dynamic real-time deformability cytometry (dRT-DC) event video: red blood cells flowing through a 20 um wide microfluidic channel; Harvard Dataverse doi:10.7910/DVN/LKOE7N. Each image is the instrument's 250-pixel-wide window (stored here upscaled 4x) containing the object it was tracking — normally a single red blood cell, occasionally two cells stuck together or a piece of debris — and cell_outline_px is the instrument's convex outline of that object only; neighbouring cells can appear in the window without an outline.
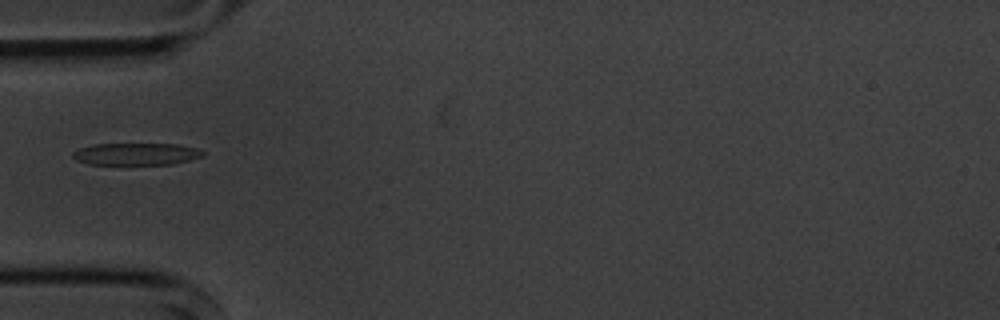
{"species": "common noctule bat (a hibernating species)", "species_latin": "Nyctalus noctula", "temperature_condition": "cold", "stored_images_in_passage": 8, "camera_frame_rate_fps": 3000, "um_per_image_px": 0.085, "animal": {"sex": "male", "body_mass_g": 20.1, "forearm_length_mm": 53.5}, "frame": {"image": 1, "passage_image": 5, "time_ms": 4.667, "image_size_px": [1000, 320], "cell_outline_px": [[204, 156], [172, 164], [88, 164], [76, 160], [72, 156], [72, 152], [80, 148], [92, 144], [176, 144], [196, 148], [204, 152]], "centroid_in_image_um": [11.55, 13.09], "position_along_channel_um": 73.5, "area_um2": 16.65}}
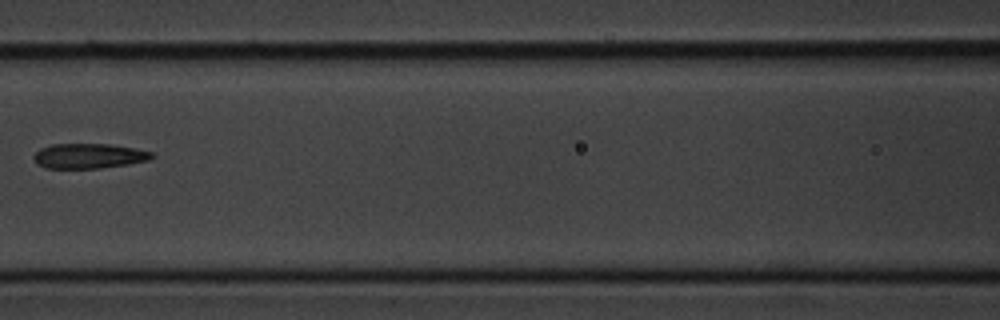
{"frame": {"image": 2, "passage_image": 7, "time_ms": 7.0, "image_size_px": [1000, 320], "cell_outline_px": [[156, 156], [152, 160], [128, 164], [100, 168], [48, 168], [36, 164], [32, 156], [40, 148], [52, 144], [108, 144], [132, 148], [152, 152]], "centroid_in_image_um": [7.56, 13.26], "position_along_channel_um": 159.0, "area_um2": 17.22}}
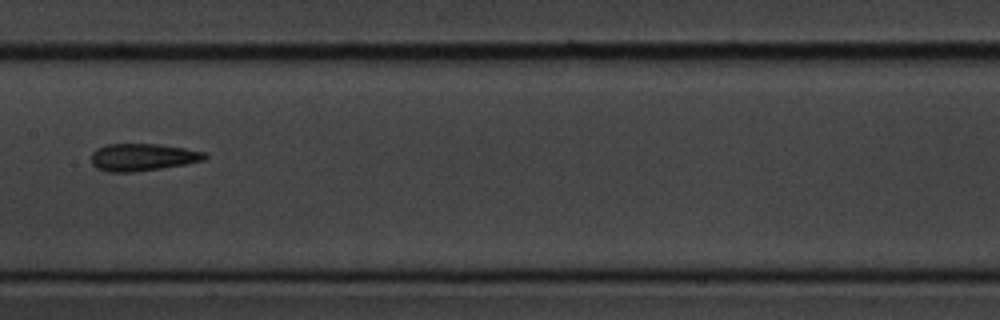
{"frame": {"image": 3, "passage_image": 8, "time_ms": 8.0, "image_size_px": [1000, 320], "cell_outline_px": [[208, 156], [204, 160], [184, 164], [160, 168], [132, 172], [108, 172], [96, 168], [92, 164], [92, 152], [96, 148], [108, 144], [156, 144], [184, 148], [204, 152]], "centroid_in_image_um": [12.08, 13.36], "position_along_channel_um": 195.3, "area_um2": 17.92}}